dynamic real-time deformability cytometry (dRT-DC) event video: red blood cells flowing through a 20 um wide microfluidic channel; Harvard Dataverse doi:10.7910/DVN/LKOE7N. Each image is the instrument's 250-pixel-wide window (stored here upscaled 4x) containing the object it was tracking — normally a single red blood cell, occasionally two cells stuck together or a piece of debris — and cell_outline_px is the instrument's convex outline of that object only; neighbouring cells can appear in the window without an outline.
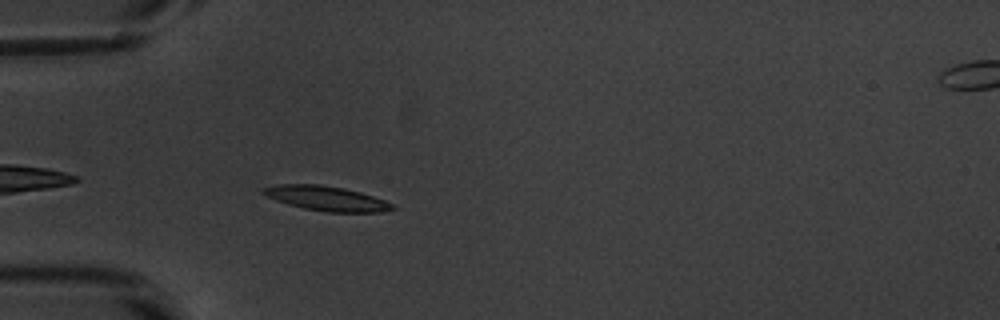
{"species": "common noctule bat (a hibernating species)", "species_latin": "Nyctalus noctula", "temperature_condition": "warm", "stored_images_in_passage": 40, "camera_frame_rate_fps": 3000, "um_per_image_px": 0.085, "animal": {"sex": "male", "body_mass_g": 20.1, "forearm_length_mm": 53.5}, "frame": {"image": 1, "passage_image": 3, "time_ms": 0.667, "image_size_px": [1000, 320], "cell_outline_px": [[396, 208], [380, 212], [328, 212], [304, 208], [288, 204], [276, 200], [260, 192], [264, 188], [276, 184], [320, 184], [344, 188], [360, 192], [384, 200], [392, 204]], "centroid_in_image_um": [27.74, 16.86], "position_along_channel_um": 57.3, "area_um2": 18.38}}
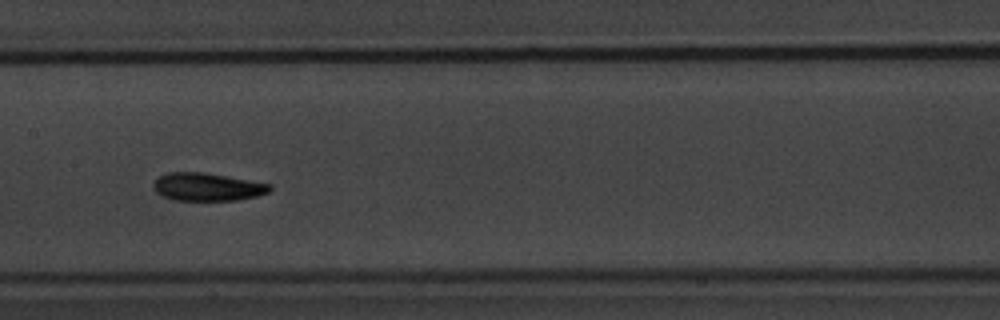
{"frame": {"image": 2, "passage_image": 14, "time_ms": 4.333, "image_size_px": [1000, 320], "cell_outline_px": [[272, 188], [268, 192], [256, 196], [236, 200], [172, 200], [160, 196], [152, 188], [152, 184], [160, 176], [168, 172], [204, 172], [272, 184]], "centroid_in_image_um": [17.58, 15.89], "position_along_channel_um": 189.8, "area_um2": 19.02}}
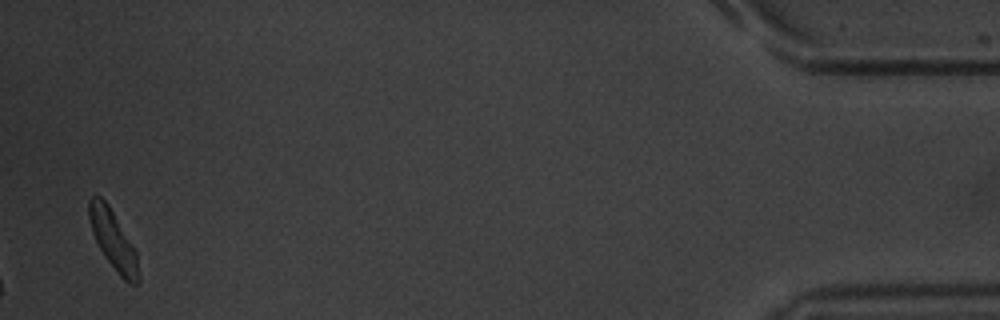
{"frame": {"image": 3, "passage_image": 39, "time_ms": 12.667, "image_size_px": [1000, 320], "cell_outline_px": [[140, 280], [136, 284], [132, 284], [124, 280], [120, 276], [104, 256], [92, 232], [88, 216], [88, 200], [92, 196], [100, 196], [108, 204], [136, 252], [140, 276]], "centroid_in_image_um": [9.61, 20.41], "position_along_channel_um": 425.6, "area_um2": 16.7}, "authors_computed_cell_mechanics": {"area_um2": 18.207, "velocity_mm_per_s": 3.8028, "shape_relaxation_time_tau1_ms": null, "shape_relaxation_time_tau2_ms": 6.5682, "deformation_change_tau1": null, "deformation_change_tau2": 0.1241}}